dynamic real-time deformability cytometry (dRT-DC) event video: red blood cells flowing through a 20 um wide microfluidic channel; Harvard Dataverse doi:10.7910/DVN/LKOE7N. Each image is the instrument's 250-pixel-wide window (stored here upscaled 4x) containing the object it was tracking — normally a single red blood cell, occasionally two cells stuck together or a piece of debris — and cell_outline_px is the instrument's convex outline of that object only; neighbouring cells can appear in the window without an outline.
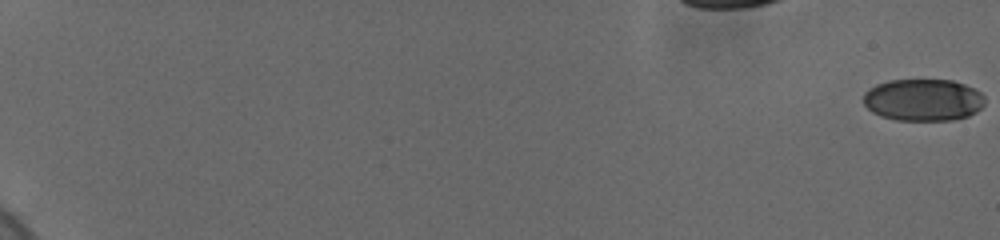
{"species": "human", "species_latin": "Homo sapiens", "temperature_condition": "cold", "stored_images_in_passage": 61, "camera_frame_rate_fps": 3000, "um_per_image_px": 0.085, "donor": {"sex": "female"}, "frame": {"image": 1, "passage_image": 1, "time_ms": 0.0, "image_size_px": [1000, 240], "cell_outline_px": [[984, 104], [976, 112], [968, 116], [952, 120], [896, 120], [880, 116], [872, 112], [864, 104], [864, 92], [868, 88], [876, 84], [888, 80], [952, 80], [964, 84], [980, 92], [984, 96]], "centroid_in_image_um": [78.45, 8.49], "position_along_channel_um": 6.6, "area_um2": 29.82}}
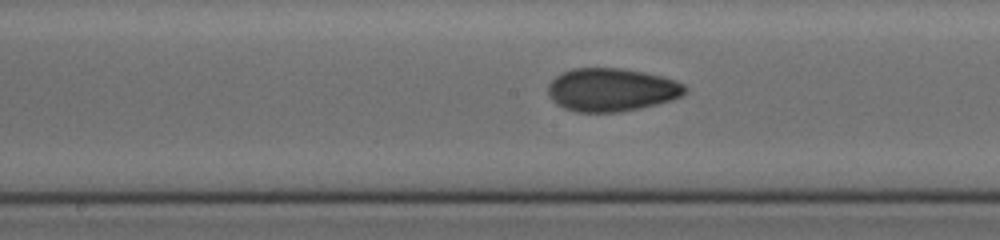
{"frame": {"image": 2, "passage_image": 36, "time_ms": 11.667, "image_size_px": [1000, 240], "cell_outline_px": [[688, 88], [680, 96], [672, 100], [640, 108], [620, 112], [576, 112], [564, 108], [556, 104], [548, 96], [548, 84], [560, 72], [572, 68], [624, 68], [644, 72], [676, 80], [684, 84]], "centroid_in_image_um": [51.95, 7.62], "position_along_channel_um": 196.2, "area_um2": 34.68}}
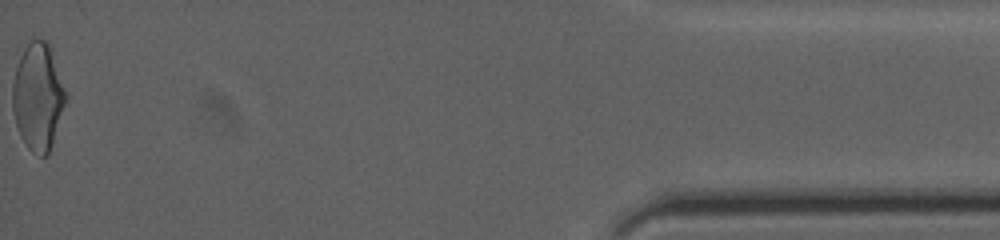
{"frame": {"image": 3, "passage_image": 61, "time_ms": 20.0, "image_size_px": [1000, 240], "cell_outline_px": [[68, 92], [48, 152], [44, 156], [40, 156], [28, 148], [20, 136], [16, 124], [12, 108], [12, 84], [16, 68], [20, 56], [24, 48], [32, 40], [44, 40], [48, 44]], "centroid_in_image_um": [3.21, 8.2], "position_along_channel_um": 432.0, "area_um2": 32.54}, "authors_computed_cell_mechanics": {"area_um2": 32.5414, "velocity_mm_per_s": 3.6868, "shape_relaxation_time_tau1_ms": 8.2392, "shape_relaxation_time_tau2_ms": 1.5589, "deformation_change_tau1": 0.1689, "deformation_change_tau2": 0.0604}}